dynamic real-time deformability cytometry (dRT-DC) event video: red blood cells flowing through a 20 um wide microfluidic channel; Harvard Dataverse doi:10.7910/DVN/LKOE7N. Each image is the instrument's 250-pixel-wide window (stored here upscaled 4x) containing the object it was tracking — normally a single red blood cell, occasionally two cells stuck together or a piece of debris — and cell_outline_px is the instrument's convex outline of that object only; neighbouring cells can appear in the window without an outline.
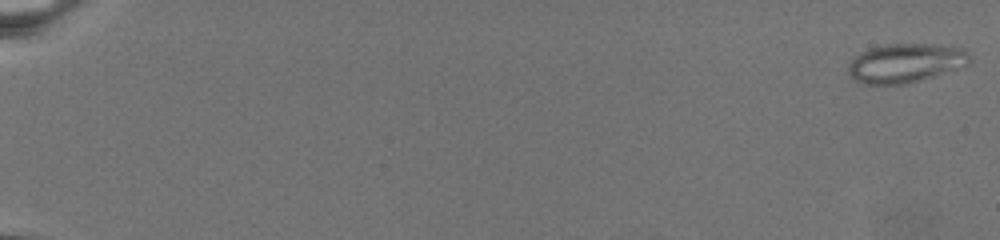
{"species": "common noctule bat (a hibernating species)", "species_latin": "Nyctalus noctula", "temperature_condition": "warm", "stored_images_in_passage": 78, "camera_frame_rate_fps": 3000, "um_per_image_px": 0.085, "animal": {"sex": "female", "body_mass_g": 19.5, "forearm_length_mm": 54.1}, "frame": {"image": 1, "passage_image": 2, "time_ms": 0.333, "image_size_px": [1000, 240], "cell_outline_px": [[972, 64], [964, 68], [904, 84], [864, 84], [852, 80], [848, 76], [848, 64], [860, 52], [884, 44], [936, 44], [964, 48], [968, 52], [972, 60]], "centroid_in_image_um": [77.02, 5.36], "position_along_channel_um": 8.0, "area_um2": 28.15}}
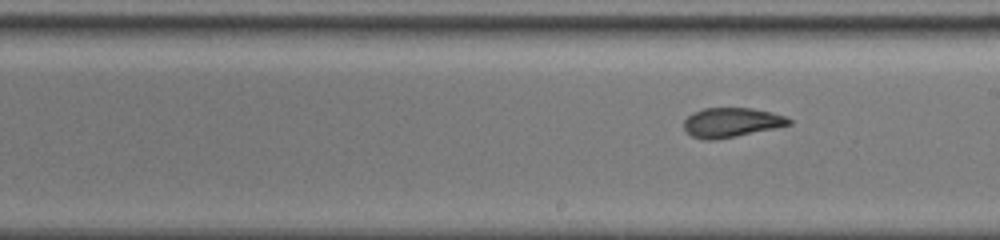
{"frame": {"image": 2, "passage_image": 48, "time_ms": 15.667, "image_size_px": [1000, 240], "cell_outline_px": [[792, 124], [776, 128], [716, 140], [704, 140], [692, 136], [684, 128], [684, 120], [692, 112], [704, 108], [752, 108], [772, 112], [784, 116], [792, 120]], "centroid_in_image_um": [62.17, 10.41], "position_along_channel_um": 226.8, "area_um2": 18.09}}
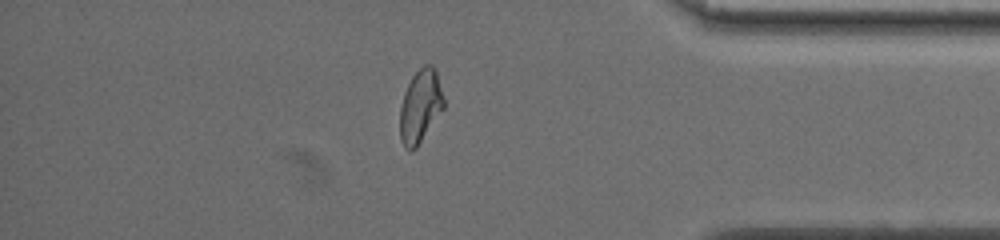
{"frame": {"image": 3, "passage_image": 68, "time_ms": 22.333, "image_size_px": [1000, 240], "cell_outline_px": [[444, 108], [416, 148], [412, 152], [408, 152], [404, 148], [400, 140], [400, 108], [404, 92], [412, 76], [424, 64], [432, 64], [436, 72], [444, 100]], "centroid_in_image_um": [35.71, 9.07], "position_along_channel_um": 399.5, "area_um2": 18.67}}